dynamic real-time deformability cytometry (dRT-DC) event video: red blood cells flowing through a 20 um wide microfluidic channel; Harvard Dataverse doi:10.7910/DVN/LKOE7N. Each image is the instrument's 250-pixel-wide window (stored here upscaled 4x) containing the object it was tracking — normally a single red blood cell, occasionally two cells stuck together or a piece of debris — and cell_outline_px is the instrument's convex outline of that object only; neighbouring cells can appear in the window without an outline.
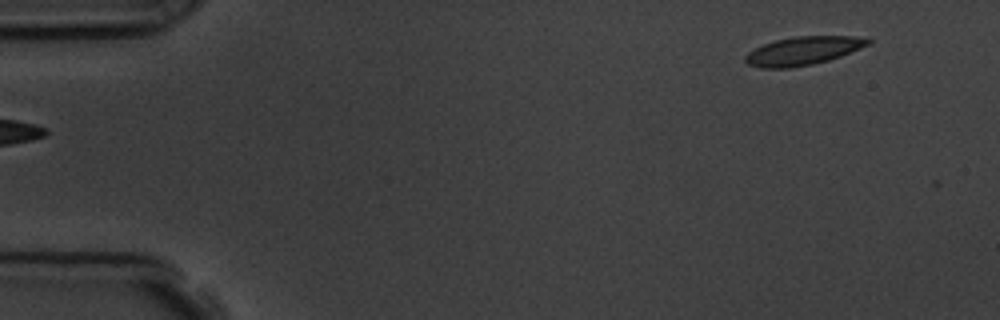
{"species": "common noctule bat (a hibernating species)", "species_latin": "Nyctalus noctula", "temperature_condition": "room temperature", "stored_images_in_passage": 5, "segment_of_instrument_passage": [2, 2], "camera_frame_rate_fps": 3000, "um_per_image_px": 0.085, "animal": {"sex": "male", "body_mass_g": 19.5, "forearm_length_mm": 54.6}, "frame": {"image": 1, "passage_image": 5, "time_ms": 5.333, "image_size_px": [1000, 320], "cell_outline_px": [[872, 44], [840, 56], [828, 60], [812, 64], [788, 68], [760, 68], [748, 64], [744, 60], [744, 56], [748, 52], [764, 44], [776, 40], [796, 36], [868, 36], [872, 40]], "centroid_in_image_um": [68.31, 4.31], "position_along_channel_um": 16.7, "area_um2": 20.4}}